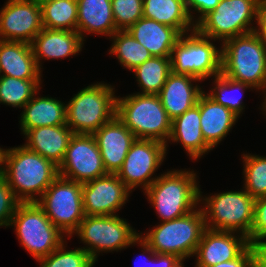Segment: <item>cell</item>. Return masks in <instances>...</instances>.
<instances>
[{
	"label": "cell",
	"mask_w": 266,
	"mask_h": 267,
	"mask_svg": "<svg viewBox=\"0 0 266 267\" xmlns=\"http://www.w3.org/2000/svg\"><path fill=\"white\" fill-rule=\"evenodd\" d=\"M20 244L39 261L64 241L63 233L53 225L37 202L20 203L10 221Z\"/></svg>",
	"instance_id": "ba28073f"
},
{
	"label": "cell",
	"mask_w": 266,
	"mask_h": 267,
	"mask_svg": "<svg viewBox=\"0 0 266 267\" xmlns=\"http://www.w3.org/2000/svg\"><path fill=\"white\" fill-rule=\"evenodd\" d=\"M24 146L53 162L56 166L62 163L69 141L74 133L67 125L43 126L28 129Z\"/></svg>",
	"instance_id": "44dd1931"
},
{
	"label": "cell",
	"mask_w": 266,
	"mask_h": 267,
	"mask_svg": "<svg viewBox=\"0 0 266 267\" xmlns=\"http://www.w3.org/2000/svg\"><path fill=\"white\" fill-rule=\"evenodd\" d=\"M34 1H36L37 3H42L43 1H46V0H34Z\"/></svg>",
	"instance_id": "bcb514c9"
},
{
	"label": "cell",
	"mask_w": 266,
	"mask_h": 267,
	"mask_svg": "<svg viewBox=\"0 0 266 267\" xmlns=\"http://www.w3.org/2000/svg\"><path fill=\"white\" fill-rule=\"evenodd\" d=\"M185 6L187 8L188 14L195 25L210 11H213L216 6L220 3V0H184ZM195 10L200 13L197 21H193V15L191 14V10Z\"/></svg>",
	"instance_id": "ab89813d"
},
{
	"label": "cell",
	"mask_w": 266,
	"mask_h": 267,
	"mask_svg": "<svg viewBox=\"0 0 266 267\" xmlns=\"http://www.w3.org/2000/svg\"><path fill=\"white\" fill-rule=\"evenodd\" d=\"M200 123V97L195 106L172 120L169 140L183 145L191 159L197 160L212 148L206 143Z\"/></svg>",
	"instance_id": "cb8c5ba5"
},
{
	"label": "cell",
	"mask_w": 266,
	"mask_h": 267,
	"mask_svg": "<svg viewBox=\"0 0 266 267\" xmlns=\"http://www.w3.org/2000/svg\"><path fill=\"white\" fill-rule=\"evenodd\" d=\"M256 20L258 26L254 29V33L260 39L266 51V0L259 7Z\"/></svg>",
	"instance_id": "b9f144b4"
},
{
	"label": "cell",
	"mask_w": 266,
	"mask_h": 267,
	"mask_svg": "<svg viewBox=\"0 0 266 267\" xmlns=\"http://www.w3.org/2000/svg\"><path fill=\"white\" fill-rule=\"evenodd\" d=\"M117 30H127L143 17V0H111Z\"/></svg>",
	"instance_id": "d590c367"
},
{
	"label": "cell",
	"mask_w": 266,
	"mask_h": 267,
	"mask_svg": "<svg viewBox=\"0 0 266 267\" xmlns=\"http://www.w3.org/2000/svg\"><path fill=\"white\" fill-rule=\"evenodd\" d=\"M221 49V74L251 86L266 88V51L254 32L226 40Z\"/></svg>",
	"instance_id": "7a4b0ae2"
},
{
	"label": "cell",
	"mask_w": 266,
	"mask_h": 267,
	"mask_svg": "<svg viewBox=\"0 0 266 267\" xmlns=\"http://www.w3.org/2000/svg\"><path fill=\"white\" fill-rule=\"evenodd\" d=\"M167 145L152 139H137L132 143L122 168L117 172L119 179L132 191L137 186L146 190L157 178H150L164 160Z\"/></svg>",
	"instance_id": "4fadbf2b"
},
{
	"label": "cell",
	"mask_w": 266,
	"mask_h": 267,
	"mask_svg": "<svg viewBox=\"0 0 266 267\" xmlns=\"http://www.w3.org/2000/svg\"><path fill=\"white\" fill-rule=\"evenodd\" d=\"M214 80V89H211L212 92L210 91L206 94L216 103L225 106L226 108L233 111L236 115L240 116L241 112L244 109L243 102L241 101L242 98L236 95H232L229 92L234 90H246L247 88L252 87L242 82L234 81L223 74L216 76Z\"/></svg>",
	"instance_id": "836d02e7"
},
{
	"label": "cell",
	"mask_w": 266,
	"mask_h": 267,
	"mask_svg": "<svg viewBox=\"0 0 266 267\" xmlns=\"http://www.w3.org/2000/svg\"><path fill=\"white\" fill-rule=\"evenodd\" d=\"M130 192L117 174L108 173L82 184L85 216L116 215L128 200Z\"/></svg>",
	"instance_id": "2e32d148"
},
{
	"label": "cell",
	"mask_w": 266,
	"mask_h": 267,
	"mask_svg": "<svg viewBox=\"0 0 266 267\" xmlns=\"http://www.w3.org/2000/svg\"><path fill=\"white\" fill-rule=\"evenodd\" d=\"M0 76L41 80V71L29 43L0 40Z\"/></svg>",
	"instance_id": "603a6c76"
},
{
	"label": "cell",
	"mask_w": 266,
	"mask_h": 267,
	"mask_svg": "<svg viewBox=\"0 0 266 267\" xmlns=\"http://www.w3.org/2000/svg\"><path fill=\"white\" fill-rule=\"evenodd\" d=\"M110 54H115L121 65L129 70L150 59L152 55L127 30H118L111 37Z\"/></svg>",
	"instance_id": "4dcf8cb0"
},
{
	"label": "cell",
	"mask_w": 266,
	"mask_h": 267,
	"mask_svg": "<svg viewBox=\"0 0 266 267\" xmlns=\"http://www.w3.org/2000/svg\"><path fill=\"white\" fill-rule=\"evenodd\" d=\"M239 118L233 111L216 103L205 92L200 95V123L206 143L214 148Z\"/></svg>",
	"instance_id": "d4e9b609"
},
{
	"label": "cell",
	"mask_w": 266,
	"mask_h": 267,
	"mask_svg": "<svg viewBox=\"0 0 266 267\" xmlns=\"http://www.w3.org/2000/svg\"><path fill=\"white\" fill-rule=\"evenodd\" d=\"M40 82L0 76V103L23 108L38 92Z\"/></svg>",
	"instance_id": "1f68e13d"
},
{
	"label": "cell",
	"mask_w": 266,
	"mask_h": 267,
	"mask_svg": "<svg viewBox=\"0 0 266 267\" xmlns=\"http://www.w3.org/2000/svg\"><path fill=\"white\" fill-rule=\"evenodd\" d=\"M235 233L206 228L195 252L197 256L195 267H211L237 258L250 243L245 235L237 237Z\"/></svg>",
	"instance_id": "ac0fdd59"
},
{
	"label": "cell",
	"mask_w": 266,
	"mask_h": 267,
	"mask_svg": "<svg viewBox=\"0 0 266 267\" xmlns=\"http://www.w3.org/2000/svg\"><path fill=\"white\" fill-rule=\"evenodd\" d=\"M74 233L88 245L83 249L95 262L100 251L122 250L138 243L140 236L126 220L118 215L85 216Z\"/></svg>",
	"instance_id": "8fae6325"
},
{
	"label": "cell",
	"mask_w": 266,
	"mask_h": 267,
	"mask_svg": "<svg viewBox=\"0 0 266 267\" xmlns=\"http://www.w3.org/2000/svg\"><path fill=\"white\" fill-rule=\"evenodd\" d=\"M40 5L43 28L77 31V0H46Z\"/></svg>",
	"instance_id": "f1b7e54d"
},
{
	"label": "cell",
	"mask_w": 266,
	"mask_h": 267,
	"mask_svg": "<svg viewBox=\"0 0 266 267\" xmlns=\"http://www.w3.org/2000/svg\"><path fill=\"white\" fill-rule=\"evenodd\" d=\"M138 244H140V246L143 248V253L140 255V256H145V252L146 253H148L150 256L147 258L148 260H146L147 261V265H149V267L151 266V258L150 257H152L154 254H155V252L152 250V248L141 238V236H139L138 237ZM147 267V266H146Z\"/></svg>",
	"instance_id": "ee69618b"
},
{
	"label": "cell",
	"mask_w": 266,
	"mask_h": 267,
	"mask_svg": "<svg viewBox=\"0 0 266 267\" xmlns=\"http://www.w3.org/2000/svg\"><path fill=\"white\" fill-rule=\"evenodd\" d=\"M264 0H220L213 11L205 15L195 29L212 41L226 40L254 32L251 22L256 20ZM252 20V21H251Z\"/></svg>",
	"instance_id": "9c48e42d"
},
{
	"label": "cell",
	"mask_w": 266,
	"mask_h": 267,
	"mask_svg": "<svg viewBox=\"0 0 266 267\" xmlns=\"http://www.w3.org/2000/svg\"><path fill=\"white\" fill-rule=\"evenodd\" d=\"M109 84L80 90L66 105V125L74 134H93L116 115V96Z\"/></svg>",
	"instance_id": "5b68a950"
},
{
	"label": "cell",
	"mask_w": 266,
	"mask_h": 267,
	"mask_svg": "<svg viewBox=\"0 0 266 267\" xmlns=\"http://www.w3.org/2000/svg\"><path fill=\"white\" fill-rule=\"evenodd\" d=\"M211 267H256V254L251 244L235 259Z\"/></svg>",
	"instance_id": "f35d334b"
},
{
	"label": "cell",
	"mask_w": 266,
	"mask_h": 267,
	"mask_svg": "<svg viewBox=\"0 0 266 267\" xmlns=\"http://www.w3.org/2000/svg\"><path fill=\"white\" fill-rule=\"evenodd\" d=\"M143 17L173 27L181 35L195 30L184 0H143Z\"/></svg>",
	"instance_id": "83f0119b"
},
{
	"label": "cell",
	"mask_w": 266,
	"mask_h": 267,
	"mask_svg": "<svg viewBox=\"0 0 266 267\" xmlns=\"http://www.w3.org/2000/svg\"><path fill=\"white\" fill-rule=\"evenodd\" d=\"M92 135L101 152L106 172L117 174L132 143L136 140L135 135L116 115Z\"/></svg>",
	"instance_id": "e0dca14e"
},
{
	"label": "cell",
	"mask_w": 266,
	"mask_h": 267,
	"mask_svg": "<svg viewBox=\"0 0 266 267\" xmlns=\"http://www.w3.org/2000/svg\"><path fill=\"white\" fill-rule=\"evenodd\" d=\"M193 171H168L145 190L162 222L187 215L199 204V186Z\"/></svg>",
	"instance_id": "3957f363"
},
{
	"label": "cell",
	"mask_w": 266,
	"mask_h": 267,
	"mask_svg": "<svg viewBox=\"0 0 266 267\" xmlns=\"http://www.w3.org/2000/svg\"><path fill=\"white\" fill-rule=\"evenodd\" d=\"M193 81H201L186 74L171 72L160 90L158 96L171 120L182 115L185 111L195 106L200 95L204 92Z\"/></svg>",
	"instance_id": "d6986e66"
},
{
	"label": "cell",
	"mask_w": 266,
	"mask_h": 267,
	"mask_svg": "<svg viewBox=\"0 0 266 267\" xmlns=\"http://www.w3.org/2000/svg\"><path fill=\"white\" fill-rule=\"evenodd\" d=\"M20 203L9 187L7 179L0 173V227L9 226Z\"/></svg>",
	"instance_id": "8d00e7d4"
},
{
	"label": "cell",
	"mask_w": 266,
	"mask_h": 267,
	"mask_svg": "<svg viewBox=\"0 0 266 267\" xmlns=\"http://www.w3.org/2000/svg\"><path fill=\"white\" fill-rule=\"evenodd\" d=\"M253 246L256 254V267H266V240H261Z\"/></svg>",
	"instance_id": "7bdbcfd3"
},
{
	"label": "cell",
	"mask_w": 266,
	"mask_h": 267,
	"mask_svg": "<svg viewBox=\"0 0 266 267\" xmlns=\"http://www.w3.org/2000/svg\"><path fill=\"white\" fill-rule=\"evenodd\" d=\"M266 239V196L256 198L254 207V220L251 235L248 237L249 243H255Z\"/></svg>",
	"instance_id": "74e56055"
},
{
	"label": "cell",
	"mask_w": 266,
	"mask_h": 267,
	"mask_svg": "<svg viewBox=\"0 0 266 267\" xmlns=\"http://www.w3.org/2000/svg\"><path fill=\"white\" fill-rule=\"evenodd\" d=\"M205 229L200 208L180 218L164 221L144 237L140 236L155 253L175 255L184 261L194 256Z\"/></svg>",
	"instance_id": "8992f818"
},
{
	"label": "cell",
	"mask_w": 266,
	"mask_h": 267,
	"mask_svg": "<svg viewBox=\"0 0 266 267\" xmlns=\"http://www.w3.org/2000/svg\"><path fill=\"white\" fill-rule=\"evenodd\" d=\"M83 44V39L77 31L47 28H42L30 43L39 70L41 59H60L76 55Z\"/></svg>",
	"instance_id": "ffe728a7"
},
{
	"label": "cell",
	"mask_w": 266,
	"mask_h": 267,
	"mask_svg": "<svg viewBox=\"0 0 266 267\" xmlns=\"http://www.w3.org/2000/svg\"><path fill=\"white\" fill-rule=\"evenodd\" d=\"M53 225L71 237L85 217L82 184L58 176L37 201Z\"/></svg>",
	"instance_id": "7c38bea8"
},
{
	"label": "cell",
	"mask_w": 266,
	"mask_h": 267,
	"mask_svg": "<svg viewBox=\"0 0 266 267\" xmlns=\"http://www.w3.org/2000/svg\"><path fill=\"white\" fill-rule=\"evenodd\" d=\"M58 171L60 176L81 184L108 174L92 134H74L71 137Z\"/></svg>",
	"instance_id": "5bb4252c"
},
{
	"label": "cell",
	"mask_w": 266,
	"mask_h": 267,
	"mask_svg": "<svg viewBox=\"0 0 266 267\" xmlns=\"http://www.w3.org/2000/svg\"><path fill=\"white\" fill-rule=\"evenodd\" d=\"M127 31L153 57H170L181 34L173 27L142 17Z\"/></svg>",
	"instance_id": "7402d4cb"
},
{
	"label": "cell",
	"mask_w": 266,
	"mask_h": 267,
	"mask_svg": "<svg viewBox=\"0 0 266 267\" xmlns=\"http://www.w3.org/2000/svg\"><path fill=\"white\" fill-rule=\"evenodd\" d=\"M183 261L171 254L155 253L151 257V267H183Z\"/></svg>",
	"instance_id": "60d3db41"
},
{
	"label": "cell",
	"mask_w": 266,
	"mask_h": 267,
	"mask_svg": "<svg viewBox=\"0 0 266 267\" xmlns=\"http://www.w3.org/2000/svg\"><path fill=\"white\" fill-rule=\"evenodd\" d=\"M0 166V173L21 203L37 202L59 176L58 166L24 145L2 149Z\"/></svg>",
	"instance_id": "6da1fadb"
},
{
	"label": "cell",
	"mask_w": 266,
	"mask_h": 267,
	"mask_svg": "<svg viewBox=\"0 0 266 267\" xmlns=\"http://www.w3.org/2000/svg\"><path fill=\"white\" fill-rule=\"evenodd\" d=\"M244 189L253 197L266 196V157L243 154Z\"/></svg>",
	"instance_id": "d6a6232c"
},
{
	"label": "cell",
	"mask_w": 266,
	"mask_h": 267,
	"mask_svg": "<svg viewBox=\"0 0 266 267\" xmlns=\"http://www.w3.org/2000/svg\"><path fill=\"white\" fill-rule=\"evenodd\" d=\"M180 36L171 52L172 72L186 74L199 80L221 74L220 50L196 29Z\"/></svg>",
	"instance_id": "30bf717a"
},
{
	"label": "cell",
	"mask_w": 266,
	"mask_h": 267,
	"mask_svg": "<svg viewBox=\"0 0 266 267\" xmlns=\"http://www.w3.org/2000/svg\"><path fill=\"white\" fill-rule=\"evenodd\" d=\"M116 116L137 139H152L168 144L172 120L158 95L135 93L116 97Z\"/></svg>",
	"instance_id": "277c9868"
},
{
	"label": "cell",
	"mask_w": 266,
	"mask_h": 267,
	"mask_svg": "<svg viewBox=\"0 0 266 267\" xmlns=\"http://www.w3.org/2000/svg\"><path fill=\"white\" fill-rule=\"evenodd\" d=\"M132 71L142 90L140 94L158 95L172 72L171 59L152 56Z\"/></svg>",
	"instance_id": "f546056e"
},
{
	"label": "cell",
	"mask_w": 266,
	"mask_h": 267,
	"mask_svg": "<svg viewBox=\"0 0 266 267\" xmlns=\"http://www.w3.org/2000/svg\"><path fill=\"white\" fill-rule=\"evenodd\" d=\"M265 90H266V88H265ZM264 92H265V93H264V94H265V96H264L265 99H264V102H263L262 110H263V111H266V91H264ZM265 113H266V112H265Z\"/></svg>",
	"instance_id": "f6af8a7d"
},
{
	"label": "cell",
	"mask_w": 266,
	"mask_h": 267,
	"mask_svg": "<svg viewBox=\"0 0 266 267\" xmlns=\"http://www.w3.org/2000/svg\"><path fill=\"white\" fill-rule=\"evenodd\" d=\"M42 28L41 5L34 0H8L0 10V40L30 44Z\"/></svg>",
	"instance_id": "9a60e30c"
},
{
	"label": "cell",
	"mask_w": 266,
	"mask_h": 267,
	"mask_svg": "<svg viewBox=\"0 0 266 267\" xmlns=\"http://www.w3.org/2000/svg\"><path fill=\"white\" fill-rule=\"evenodd\" d=\"M77 32L112 36L116 31L111 0H77Z\"/></svg>",
	"instance_id": "484cf974"
},
{
	"label": "cell",
	"mask_w": 266,
	"mask_h": 267,
	"mask_svg": "<svg viewBox=\"0 0 266 267\" xmlns=\"http://www.w3.org/2000/svg\"><path fill=\"white\" fill-rule=\"evenodd\" d=\"M64 242L47 257L39 260L40 267H93L95 261L82 247L64 250Z\"/></svg>",
	"instance_id": "e575fe53"
},
{
	"label": "cell",
	"mask_w": 266,
	"mask_h": 267,
	"mask_svg": "<svg viewBox=\"0 0 266 267\" xmlns=\"http://www.w3.org/2000/svg\"><path fill=\"white\" fill-rule=\"evenodd\" d=\"M199 189V201L205 200L201 209L207 229L216 231H238L247 238L251 235L254 220L255 198L244 191H228L202 199ZM210 216V217H209Z\"/></svg>",
	"instance_id": "52a82bcc"
},
{
	"label": "cell",
	"mask_w": 266,
	"mask_h": 267,
	"mask_svg": "<svg viewBox=\"0 0 266 267\" xmlns=\"http://www.w3.org/2000/svg\"><path fill=\"white\" fill-rule=\"evenodd\" d=\"M23 109L20 119L22 134L28 129L66 125V104L55 98L34 95Z\"/></svg>",
	"instance_id": "4316f807"
}]
</instances>
